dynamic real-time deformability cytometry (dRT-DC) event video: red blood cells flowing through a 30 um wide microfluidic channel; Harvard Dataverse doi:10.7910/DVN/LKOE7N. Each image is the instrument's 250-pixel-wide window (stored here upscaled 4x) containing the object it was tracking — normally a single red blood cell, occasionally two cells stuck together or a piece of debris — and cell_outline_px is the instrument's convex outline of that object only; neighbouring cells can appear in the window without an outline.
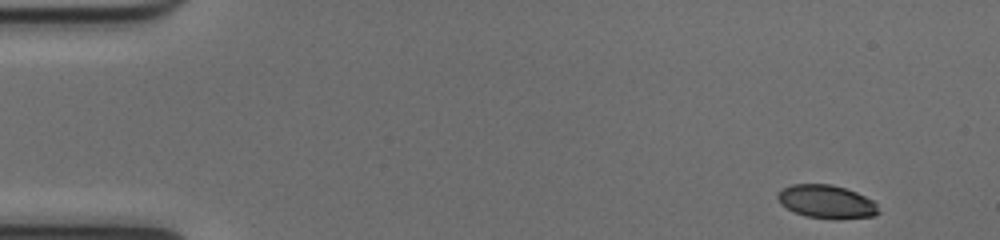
{"species": "common noctule bat (a hibernating species)", "species_latin": "Nyctalus noctula", "temperature_condition": "cold", "stored_images_in_passage": 4, "camera_frame_rate_fps": 3000, "um_per_image_px": 0.085, "animal": {"sex": "female", "body_mass_g": 17.0, "forearm_length_mm": 48.0}, "frame": {"image": 1, "passage_image": 1, "time_ms": 0.0, "image_size_px": [1000, 240], "cell_outline_px": [[880, 212], [872, 216], [804, 216], [780, 204], [776, 196], [784, 188], [792, 184], [832, 184], [856, 192], [872, 200], [876, 204]], "centroid_in_image_um": [70.21, 17.08], "position_along_channel_um": 14.8, "area_um2": 18.55}}